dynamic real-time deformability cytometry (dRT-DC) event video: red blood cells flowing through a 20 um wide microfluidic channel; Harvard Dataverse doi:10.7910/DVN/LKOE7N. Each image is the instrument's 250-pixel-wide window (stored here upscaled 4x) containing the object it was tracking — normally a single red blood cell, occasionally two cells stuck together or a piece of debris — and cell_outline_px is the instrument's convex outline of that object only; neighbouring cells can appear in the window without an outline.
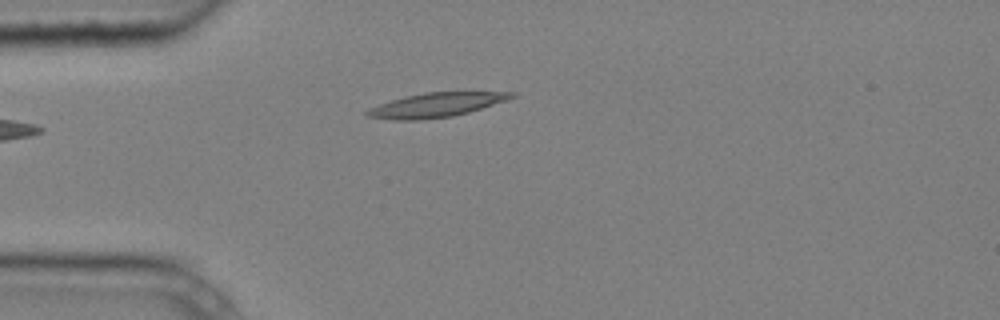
{"species": "common noctule bat (a hibernating species)", "species_latin": "Nyctalus noctula", "temperature_condition": "cold", "stored_images_in_passage": 2, "camera_frame_rate_fps": 3000, "um_per_image_px": 0.085, "animal": {"sex": "male", "body_mass_g": 20.4}, "frame": {"image": 1, "passage_image": 2, "time_ms": 0.333, "image_size_px": [1000, 320], "cell_outline_px": [[516, 96], [468, 112], [452, 116], [420, 120], [392, 120], [368, 116], [364, 112], [368, 108], [404, 96], [424, 92], [516, 92]], "centroid_in_image_um": [37.0, 8.92], "position_along_channel_um": 48.0, "area_um2": 20.11}}